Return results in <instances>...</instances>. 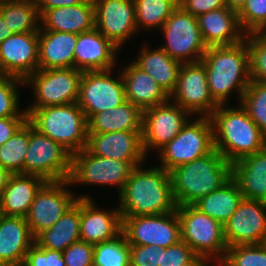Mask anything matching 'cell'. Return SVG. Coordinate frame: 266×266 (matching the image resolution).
<instances>
[{
	"label": "cell",
	"mask_w": 266,
	"mask_h": 266,
	"mask_svg": "<svg viewBox=\"0 0 266 266\" xmlns=\"http://www.w3.org/2000/svg\"><path fill=\"white\" fill-rule=\"evenodd\" d=\"M263 244H264V245H265V247H266V237H265V240H264Z\"/></svg>",
	"instance_id": "obj_54"
},
{
	"label": "cell",
	"mask_w": 266,
	"mask_h": 266,
	"mask_svg": "<svg viewBox=\"0 0 266 266\" xmlns=\"http://www.w3.org/2000/svg\"><path fill=\"white\" fill-rule=\"evenodd\" d=\"M218 105L210 116L213 125L214 149L231 164L244 156L266 148V135L251 120L247 111Z\"/></svg>",
	"instance_id": "obj_3"
},
{
	"label": "cell",
	"mask_w": 266,
	"mask_h": 266,
	"mask_svg": "<svg viewBox=\"0 0 266 266\" xmlns=\"http://www.w3.org/2000/svg\"><path fill=\"white\" fill-rule=\"evenodd\" d=\"M24 87V80L7 74H0V118L28 117L20 109L19 87Z\"/></svg>",
	"instance_id": "obj_39"
},
{
	"label": "cell",
	"mask_w": 266,
	"mask_h": 266,
	"mask_svg": "<svg viewBox=\"0 0 266 266\" xmlns=\"http://www.w3.org/2000/svg\"><path fill=\"white\" fill-rule=\"evenodd\" d=\"M134 167L118 194L121 216H141L171 213L177 210L170 173L159 165Z\"/></svg>",
	"instance_id": "obj_1"
},
{
	"label": "cell",
	"mask_w": 266,
	"mask_h": 266,
	"mask_svg": "<svg viewBox=\"0 0 266 266\" xmlns=\"http://www.w3.org/2000/svg\"><path fill=\"white\" fill-rule=\"evenodd\" d=\"M232 178L245 199L266 202V148L233 162Z\"/></svg>",
	"instance_id": "obj_27"
},
{
	"label": "cell",
	"mask_w": 266,
	"mask_h": 266,
	"mask_svg": "<svg viewBox=\"0 0 266 266\" xmlns=\"http://www.w3.org/2000/svg\"><path fill=\"white\" fill-rule=\"evenodd\" d=\"M46 182L34 174H13L0 197V214L26 217L37 191Z\"/></svg>",
	"instance_id": "obj_29"
},
{
	"label": "cell",
	"mask_w": 266,
	"mask_h": 266,
	"mask_svg": "<svg viewBox=\"0 0 266 266\" xmlns=\"http://www.w3.org/2000/svg\"><path fill=\"white\" fill-rule=\"evenodd\" d=\"M28 121L72 155L86 148L88 120L77 103L26 108Z\"/></svg>",
	"instance_id": "obj_5"
},
{
	"label": "cell",
	"mask_w": 266,
	"mask_h": 266,
	"mask_svg": "<svg viewBox=\"0 0 266 266\" xmlns=\"http://www.w3.org/2000/svg\"><path fill=\"white\" fill-rule=\"evenodd\" d=\"M134 3L137 29L146 31L160 30L179 6V0H134Z\"/></svg>",
	"instance_id": "obj_35"
},
{
	"label": "cell",
	"mask_w": 266,
	"mask_h": 266,
	"mask_svg": "<svg viewBox=\"0 0 266 266\" xmlns=\"http://www.w3.org/2000/svg\"><path fill=\"white\" fill-rule=\"evenodd\" d=\"M110 40L94 29L77 34L74 68L81 71H102L116 68L120 51Z\"/></svg>",
	"instance_id": "obj_22"
},
{
	"label": "cell",
	"mask_w": 266,
	"mask_h": 266,
	"mask_svg": "<svg viewBox=\"0 0 266 266\" xmlns=\"http://www.w3.org/2000/svg\"><path fill=\"white\" fill-rule=\"evenodd\" d=\"M210 263L201 256H196L190 263L183 264L181 266H209Z\"/></svg>",
	"instance_id": "obj_53"
},
{
	"label": "cell",
	"mask_w": 266,
	"mask_h": 266,
	"mask_svg": "<svg viewBox=\"0 0 266 266\" xmlns=\"http://www.w3.org/2000/svg\"><path fill=\"white\" fill-rule=\"evenodd\" d=\"M80 239V198L66 213L49 229L35 238L39 248L63 252Z\"/></svg>",
	"instance_id": "obj_32"
},
{
	"label": "cell",
	"mask_w": 266,
	"mask_h": 266,
	"mask_svg": "<svg viewBox=\"0 0 266 266\" xmlns=\"http://www.w3.org/2000/svg\"><path fill=\"white\" fill-rule=\"evenodd\" d=\"M204 43L209 46L234 45L243 42V31L237 11L227 6L201 14L197 17Z\"/></svg>",
	"instance_id": "obj_23"
},
{
	"label": "cell",
	"mask_w": 266,
	"mask_h": 266,
	"mask_svg": "<svg viewBox=\"0 0 266 266\" xmlns=\"http://www.w3.org/2000/svg\"><path fill=\"white\" fill-rule=\"evenodd\" d=\"M190 119L180 133L158 152L160 167L170 172L185 163L206 156L214 150L213 125L210 116Z\"/></svg>",
	"instance_id": "obj_7"
},
{
	"label": "cell",
	"mask_w": 266,
	"mask_h": 266,
	"mask_svg": "<svg viewBox=\"0 0 266 266\" xmlns=\"http://www.w3.org/2000/svg\"><path fill=\"white\" fill-rule=\"evenodd\" d=\"M22 266H66L61 251L39 248L35 243L26 253Z\"/></svg>",
	"instance_id": "obj_43"
},
{
	"label": "cell",
	"mask_w": 266,
	"mask_h": 266,
	"mask_svg": "<svg viewBox=\"0 0 266 266\" xmlns=\"http://www.w3.org/2000/svg\"><path fill=\"white\" fill-rule=\"evenodd\" d=\"M126 101L138 106L142 111L169 100V96L145 71L131 62L121 71Z\"/></svg>",
	"instance_id": "obj_28"
},
{
	"label": "cell",
	"mask_w": 266,
	"mask_h": 266,
	"mask_svg": "<svg viewBox=\"0 0 266 266\" xmlns=\"http://www.w3.org/2000/svg\"><path fill=\"white\" fill-rule=\"evenodd\" d=\"M169 173L177 206L192 205L232 177V164L214 149L206 156L177 166Z\"/></svg>",
	"instance_id": "obj_4"
},
{
	"label": "cell",
	"mask_w": 266,
	"mask_h": 266,
	"mask_svg": "<svg viewBox=\"0 0 266 266\" xmlns=\"http://www.w3.org/2000/svg\"><path fill=\"white\" fill-rule=\"evenodd\" d=\"M218 266H266V247L263 243L228 247Z\"/></svg>",
	"instance_id": "obj_40"
},
{
	"label": "cell",
	"mask_w": 266,
	"mask_h": 266,
	"mask_svg": "<svg viewBox=\"0 0 266 266\" xmlns=\"http://www.w3.org/2000/svg\"><path fill=\"white\" fill-rule=\"evenodd\" d=\"M13 174L0 165V197Z\"/></svg>",
	"instance_id": "obj_50"
},
{
	"label": "cell",
	"mask_w": 266,
	"mask_h": 266,
	"mask_svg": "<svg viewBox=\"0 0 266 266\" xmlns=\"http://www.w3.org/2000/svg\"><path fill=\"white\" fill-rule=\"evenodd\" d=\"M69 186V180L46 181L37 191L25 217L34 238L52 227L77 202L78 196Z\"/></svg>",
	"instance_id": "obj_12"
},
{
	"label": "cell",
	"mask_w": 266,
	"mask_h": 266,
	"mask_svg": "<svg viewBox=\"0 0 266 266\" xmlns=\"http://www.w3.org/2000/svg\"><path fill=\"white\" fill-rule=\"evenodd\" d=\"M162 252H165L163 247L130 245V266H160Z\"/></svg>",
	"instance_id": "obj_45"
},
{
	"label": "cell",
	"mask_w": 266,
	"mask_h": 266,
	"mask_svg": "<svg viewBox=\"0 0 266 266\" xmlns=\"http://www.w3.org/2000/svg\"><path fill=\"white\" fill-rule=\"evenodd\" d=\"M134 167L127 161L99 157L86 148L72 155L70 185L114 186L120 193Z\"/></svg>",
	"instance_id": "obj_11"
},
{
	"label": "cell",
	"mask_w": 266,
	"mask_h": 266,
	"mask_svg": "<svg viewBox=\"0 0 266 266\" xmlns=\"http://www.w3.org/2000/svg\"><path fill=\"white\" fill-rule=\"evenodd\" d=\"M0 15L13 33L40 30V14L36 0H2Z\"/></svg>",
	"instance_id": "obj_34"
},
{
	"label": "cell",
	"mask_w": 266,
	"mask_h": 266,
	"mask_svg": "<svg viewBox=\"0 0 266 266\" xmlns=\"http://www.w3.org/2000/svg\"><path fill=\"white\" fill-rule=\"evenodd\" d=\"M95 28L93 0L68 7H55L40 14V30L80 34Z\"/></svg>",
	"instance_id": "obj_25"
},
{
	"label": "cell",
	"mask_w": 266,
	"mask_h": 266,
	"mask_svg": "<svg viewBox=\"0 0 266 266\" xmlns=\"http://www.w3.org/2000/svg\"><path fill=\"white\" fill-rule=\"evenodd\" d=\"M95 27L119 49L137 33L134 0H93Z\"/></svg>",
	"instance_id": "obj_17"
},
{
	"label": "cell",
	"mask_w": 266,
	"mask_h": 266,
	"mask_svg": "<svg viewBox=\"0 0 266 266\" xmlns=\"http://www.w3.org/2000/svg\"><path fill=\"white\" fill-rule=\"evenodd\" d=\"M227 247L261 244L266 237V202L243 198L224 224Z\"/></svg>",
	"instance_id": "obj_18"
},
{
	"label": "cell",
	"mask_w": 266,
	"mask_h": 266,
	"mask_svg": "<svg viewBox=\"0 0 266 266\" xmlns=\"http://www.w3.org/2000/svg\"><path fill=\"white\" fill-rule=\"evenodd\" d=\"M193 115L186 109L173 103L170 99L160 105L147 108L143 111L142 121V148L145 156L148 152L159 151L175 136Z\"/></svg>",
	"instance_id": "obj_15"
},
{
	"label": "cell",
	"mask_w": 266,
	"mask_h": 266,
	"mask_svg": "<svg viewBox=\"0 0 266 266\" xmlns=\"http://www.w3.org/2000/svg\"><path fill=\"white\" fill-rule=\"evenodd\" d=\"M34 243L25 217L0 214V266H22Z\"/></svg>",
	"instance_id": "obj_24"
},
{
	"label": "cell",
	"mask_w": 266,
	"mask_h": 266,
	"mask_svg": "<svg viewBox=\"0 0 266 266\" xmlns=\"http://www.w3.org/2000/svg\"><path fill=\"white\" fill-rule=\"evenodd\" d=\"M143 111L133 103L122 105L94 114L88 120V133L114 131H142Z\"/></svg>",
	"instance_id": "obj_31"
},
{
	"label": "cell",
	"mask_w": 266,
	"mask_h": 266,
	"mask_svg": "<svg viewBox=\"0 0 266 266\" xmlns=\"http://www.w3.org/2000/svg\"><path fill=\"white\" fill-rule=\"evenodd\" d=\"M237 14L246 34L266 29V0H248Z\"/></svg>",
	"instance_id": "obj_42"
},
{
	"label": "cell",
	"mask_w": 266,
	"mask_h": 266,
	"mask_svg": "<svg viewBox=\"0 0 266 266\" xmlns=\"http://www.w3.org/2000/svg\"><path fill=\"white\" fill-rule=\"evenodd\" d=\"M38 70V32L14 33L0 44V74L25 80Z\"/></svg>",
	"instance_id": "obj_20"
},
{
	"label": "cell",
	"mask_w": 266,
	"mask_h": 266,
	"mask_svg": "<svg viewBox=\"0 0 266 266\" xmlns=\"http://www.w3.org/2000/svg\"><path fill=\"white\" fill-rule=\"evenodd\" d=\"M179 6L185 12L198 17L201 14L225 7V2L224 0H179Z\"/></svg>",
	"instance_id": "obj_47"
},
{
	"label": "cell",
	"mask_w": 266,
	"mask_h": 266,
	"mask_svg": "<svg viewBox=\"0 0 266 266\" xmlns=\"http://www.w3.org/2000/svg\"><path fill=\"white\" fill-rule=\"evenodd\" d=\"M169 99L193 116H211L214 113L218 104L210 95L202 61L181 64L176 88Z\"/></svg>",
	"instance_id": "obj_16"
},
{
	"label": "cell",
	"mask_w": 266,
	"mask_h": 266,
	"mask_svg": "<svg viewBox=\"0 0 266 266\" xmlns=\"http://www.w3.org/2000/svg\"><path fill=\"white\" fill-rule=\"evenodd\" d=\"M82 73L75 68L38 69L24 80L35 99L27 108L77 103Z\"/></svg>",
	"instance_id": "obj_10"
},
{
	"label": "cell",
	"mask_w": 266,
	"mask_h": 266,
	"mask_svg": "<svg viewBox=\"0 0 266 266\" xmlns=\"http://www.w3.org/2000/svg\"><path fill=\"white\" fill-rule=\"evenodd\" d=\"M248 0H224L229 9L239 11Z\"/></svg>",
	"instance_id": "obj_52"
},
{
	"label": "cell",
	"mask_w": 266,
	"mask_h": 266,
	"mask_svg": "<svg viewBox=\"0 0 266 266\" xmlns=\"http://www.w3.org/2000/svg\"><path fill=\"white\" fill-rule=\"evenodd\" d=\"M245 41L249 47L251 80L266 82V32L247 34Z\"/></svg>",
	"instance_id": "obj_41"
},
{
	"label": "cell",
	"mask_w": 266,
	"mask_h": 266,
	"mask_svg": "<svg viewBox=\"0 0 266 266\" xmlns=\"http://www.w3.org/2000/svg\"><path fill=\"white\" fill-rule=\"evenodd\" d=\"M177 214L181 224V240L197 256L217 266L228 248L224 237V225L200 212L193 205L178 206Z\"/></svg>",
	"instance_id": "obj_6"
},
{
	"label": "cell",
	"mask_w": 266,
	"mask_h": 266,
	"mask_svg": "<svg viewBox=\"0 0 266 266\" xmlns=\"http://www.w3.org/2000/svg\"><path fill=\"white\" fill-rule=\"evenodd\" d=\"M141 134L142 131L88 133L86 149L95 156L127 161L136 167L147 159Z\"/></svg>",
	"instance_id": "obj_19"
},
{
	"label": "cell",
	"mask_w": 266,
	"mask_h": 266,
	"mask_svg": "<svg viewBox=\"0 0 266 266\" xmlns=\"http://www.w3.org/2000/svg\"><path fill=\"white\" fill-rule=\"evenodd\" d=\"M93 266H130V245L123 232L114 239L93 245Z\"/></svg>",
	"instance_id": "obj_37"
},
{
	"label": "cell",
	"mask_w": 266,
	"mask_h": 266,
	"mask_svg": "<svg viewBox=\"0 0 266 266\" xmlns=\"http://www.w3.org/2000/svg\"><path fill=\"white\" fill-rule=\"evenodd\" d=\"M77 34L39 30L38 69L74 68Z\"/></svg>",
	"instance_id": "obj_26"
},
{
	"label": "cell",
	"mask_w": 266,
	"mask_h": 266,
	"mask_svg": "<svg viewBox=\"0 0 266 266\" xmlns=\"http://www.w3.org/2000/svg\"><path fill=\"white\" fill-rule=\"evenodd\" d=\"M12 34L14 33L12 32L10 27H8V25L5 23L3 17L0 15V44Z\"/></svg>",
	"instance_id": "obj_51"
},
{
	"label": "cell",
	"mask_w": 266,
	"mask_h": 266,
	"mask_svg": "<svg viewBox=\"0 0 266 266\" xmlns=\"http://www.w3.org/2000/svg\"><path fill=\"white\" fill-rule=\"evenodd\" d=\"M122 232L129 245L167 248L181 241L177 210L157 215L121 216Z\"/></svg>",
	"instance_id": "obj_14"
},
{
	"label": "cell",
	"mask_w": 266,
	"mask_h": 266,
	"mask_svg": "<svg viewBox=\"0 0 266 266\" xmlns=\"http://www.w3.org/2000/svg\"><path fill=\"white\" fill-rule=\"evenodd\" d=\"M196 256L194 251L181 240L165 248V252H162V265L160 266H181L190 263Z\"/></svg>",
	"instance_id": "obj_46"
},
{
	"label": "cell",
	"mask_w": 266,
	"mask_h": 266,
	"mask_svg": "<svg viewBox=\"0 0 266 266\" xmlns=\"http://www.w3.org/2000/svg\"><path fill=\"white\" fill-rule=\"evenodd\" d=\"M80 198V239L90 244L114 239L122 232V218L119 208L103 210L89 195Z\"/></svg>",
	"instance_id": "obj_21"
},
{
	"label": "cell",
	"mask_w": 266,
	"mask_h": 266,
	"mask_svg": "<svg viewBox=\"0 0 266 266\" xmlns=\"http://www.w3.org/2000/svg\"><path fill=\"white\" fill-rule=\"evenodd\" d=\"M66 266H93V244L79 240L62 252Z\"/></svg>",
	"instance_id": "obj_44"
},
{
	"label": "cell",
	"mask_w": 266,
	"mask_h": 266,
	"mask_svg": "<svg viewBox=\"0 0 266 266\" xmlns=\"http://www.w3.org/2000/svg\"><path fill=\"white\" fill-rule=\"evenodd\" d=\"M149 48V49H148ZM144 44L138 57L133 61L140 69L150 75L164 92L170 96L177 85L181 62L171 58L161 47L152 50Z\"/></svg>",
	"instance_id": "obj_30"
},
{
	"label": "cell",
	"mask_w": 266,
	"mask_h": 266,
	"mask_svg": "<svg viewBox=\"0 0 266 266\" xmlns=\"http://www.w3.org/2000/svg\"><path fill=\"white\" fill-rule=\"evenodd\" d=\"M243 198L238 184L231 177L219 189L201 197L192 205L224 225L237 210Z\"/></svg>",
	"instance_id": "obj_33"
},
{
	"label": "cell",
	"mask_w": 266,
	"mask_h": 266,
	"mask_svg": "<svg viewBox=\"0 0 266 266\" xmlns=\"http://www.w3.org/2000/svg\"><path fill=\"white\" fill-rule=\"evenodd\" d=\"M27 120L28 117L0 118V146L9 140Z\"/></svg>",
	"instance_id": "obj_48"
},
{
	"label": "cell",
	"mask_w": 266,
	"mask_h": 266,
	"mask_svg": "<svg viewBox=\"0 0 266 266\" xmlns=\"http://www.w3.org/2000/svg\"><path fill=\"white\" fill-rule=\"evenodd\" d=\"M240 104L266 135V82L251 80Z\"/></svg>",
	"instance_id": "obj_38"
},
{
	"label": "cell",
	"mask_w": 266,
	"mask_h": 266,
	"mask_svg": "<svg viewBox=\"0 0 266 266\" xmlns=\"http://www.w3.org/2000/svg\"><path fill=\"white\" fill-rule=\"evenodd\" d=\"M160 31L166 42L159 47L181 63L200 62L207 51L197 17L185 12L180 6L166 20Z\"/></svg>",
	"instance_id": "obj_9"
},
{
	"label": "cell",
	"mask_w": 266,
	"mask_h": 266,
	"mask_svg": "<svg viewBox=\"0 0 266 266\" xmlns=\"http://www.w3.org/2000/svg\"><path fill=\"white\" fill-rule=\"evenodd\" d=\"M113 70L82 73L77 104L87 120L96 113L118 107L126 101L121 72L119 71L118 76L112 77Z\"/></svg>",
	"instance_id": "obj_13"
},
{
	"label": "cell",
	"mask_w": 266,
	"mask_h": 266,
	"mask_svg": "<svg viewBox=\"0 0 266 266\" xmlns=\"http://www.w3.org/2000/svg\"><path fill=\"white\" fill-rule=\"evenodd\" d=\"M71 163L72 154L67 149L29 122V145L24 159V174L38 175L46 181L68 180Z\"/></svg>",
	"instance_id": "obj_8"
},
{
	"label": "cell",
	"mask_w": 266,
	"mask_h": 266,
	"mask_svg": "<svg viewBox=\"0 0 266 266\" xmlns=\"http://www.w3.org/2000/svg\"><path fill=\"white\" fill-rule=\"evenodd\" d=\"M201 61L205 65L213 100L218 105H226L231 93L235 91L240 104L251 82L247 42L244 40L234 45L209 46Z\"/></svg>",
	"instance_id": "obj_2"
},
{
	"label": "cell",
	"mask_w": 266,
	"mask_h": 266,
	"mask_svg": "<svg viewBox=\"0 0 266 266\" xmlns=\"http://www.w3.org/2000/svg\"><path fill=\"white\" fill-rule=\"evenodd\" d=\"M38 4L39 14L44 10L55 7H68L76 4L84 3L86 0H36Z\"/></svg>",
	"instance_id": "obj_49"
},
{
	"label": "cell",
	"mask_w": 266,
	"mask_h": 266,
	"mask_svg": "<svg viewBox=\"0 0 266 266\" xmlns=\"http://www.w3.org/2000/svg\"><path fill=\"white\" fill-rule=\"evenodd\" d=\"M29 145V121L0 146V165L12 174H24V159Z\"/></svg>",
	"instance_id": "obj_36"
}]
</instances>
